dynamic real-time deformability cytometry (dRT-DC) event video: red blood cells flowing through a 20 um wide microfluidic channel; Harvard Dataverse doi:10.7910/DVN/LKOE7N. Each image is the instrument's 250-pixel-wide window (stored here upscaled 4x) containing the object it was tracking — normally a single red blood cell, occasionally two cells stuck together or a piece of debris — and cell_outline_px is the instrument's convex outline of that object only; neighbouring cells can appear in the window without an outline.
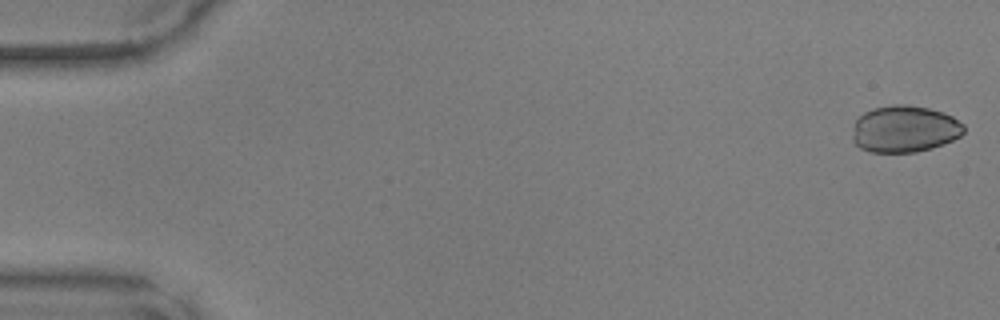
{"species": "common noctule bat (a hibernating species)", "species_latin": "Nyctalus noctula", "temperature_condition": "warm", "stored_images_in_passage": 48, "camera_frame_rate_fps": 3000, "um_per_image_px": 0.085, "animal": {"sex": "male", "body_mass_g": 17.9, "forearm_length_mm": 54.2}, "frame": {"image": 1, "passage_image": 1, "time_ms": 0.0, "image_size_px": [1000, 320], "cell_outline_px": [[964, 132], [960, 136], [952, 140], [932, 148], [916, 152], [872, 152], [860, 148], [852, 140], [852, 136], [856, 120], [864, 112], [872, 108], [896, 104], [904, 104], [928, 108], [944, 112], [952, 116], [964, 124]], "centroid_in_image_um": [76.89, 10.96], "position_along_channel_um": 8.1, "area_um2": 30.4}}
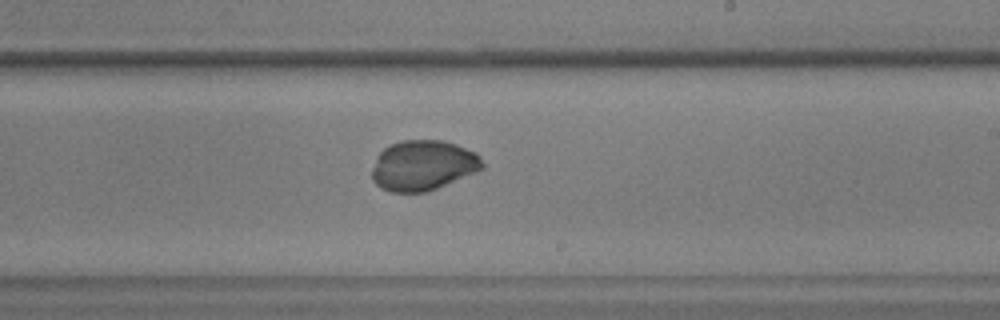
{"frame": {"image": 2, "passage_image": 29, "time_ms": 9.333, "image_size_px": [1000, 320], "cell_outline_px": [[484, 168], [436, 188], [424, 192], [392, 192], [380, 188], [372, 180], [372, 168], [376, 156], [388, 144], [404, 140], [444, 140], [456, 144], [476, 152], [480, 156], [484, 164]], "centroid_in_image_um": [35.93, 14.04], "position_along_channel_um": 253.1, "area_um2": 32.37}}
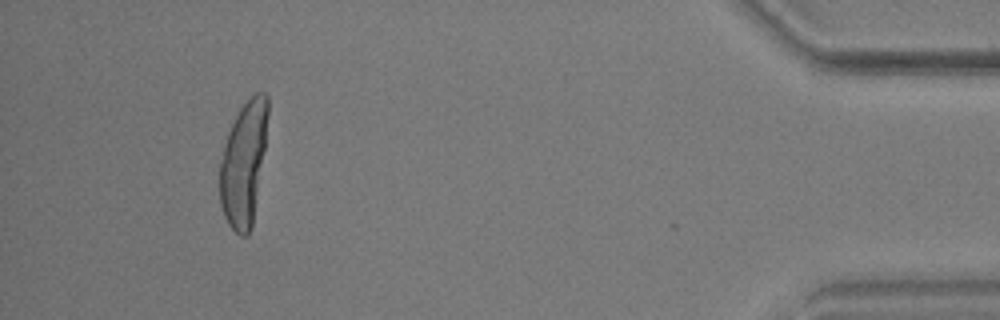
{"frame": {"image": 3, "passage_image": 45, "time_ms": 14.667, "image_size_px": [1000, 320], "cell_outline_px": [[268, 112], [264, 148], [252, 228], [248, 236], [240, 236], [228, 224], [224, 216], [220, 204], [220, 164], [224, 144], [228, 132], [240, 108], [256, 92], [264, 92], [268, 96]], "centroid_in_image_um": [20.7, 13.92], "position_along_channel_um": 414.5, "area_um2": 34.33}}